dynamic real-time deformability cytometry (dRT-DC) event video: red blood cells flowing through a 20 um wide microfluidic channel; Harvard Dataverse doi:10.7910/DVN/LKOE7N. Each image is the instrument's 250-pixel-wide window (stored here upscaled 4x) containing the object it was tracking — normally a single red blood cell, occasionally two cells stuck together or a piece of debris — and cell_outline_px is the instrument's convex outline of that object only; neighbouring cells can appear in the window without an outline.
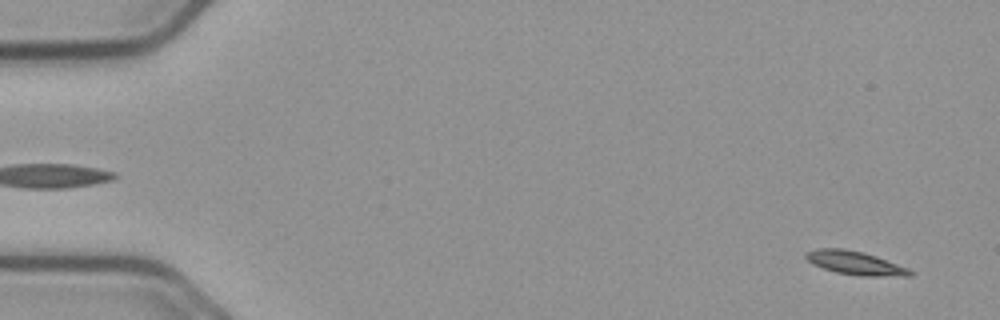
{"species": "common noctule bat (a hibernating species)", "species_latin": "Nyctalus noctula", "temperature_condition": "cold", "stored_images_in_passage": 13, "segment_of_instrument_passage": [1, 2], "camera_frame_rate_fps": 3000, "um_per_image_px": 0.085, "animal": {"sex": "male", "body_mass_g": 23.1, "forearm_length_mm": 52.7}, "frame": {"image": 1, "passage_image": 3, "time_ms": 0.667, "image_size_px": [1000, 320], "cell_outline_px": [[912, 276], [860, 276], [836, 272], [812, 264], [804, 256], [804, 252], [816, 248], [844, 248], [864, 252], [876, 256], [908, 268], [912, 272]], "centroid_in_image_um": [72.65, 22.34], "position_along_channel_um": 12.3, "area_um2": 14.33}}